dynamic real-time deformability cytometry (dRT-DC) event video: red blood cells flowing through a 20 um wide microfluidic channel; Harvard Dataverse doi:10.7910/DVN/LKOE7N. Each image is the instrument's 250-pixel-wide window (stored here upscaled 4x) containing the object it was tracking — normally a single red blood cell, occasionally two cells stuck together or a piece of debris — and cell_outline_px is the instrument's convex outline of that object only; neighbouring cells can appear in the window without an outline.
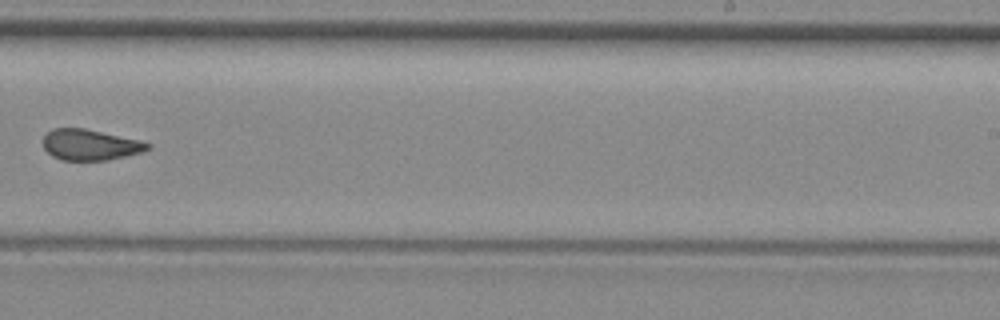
{"species": "common noctule bat (a hibernating species)", "species_latin": "Nyctalus noctula", "temperature_condition": "room temperature", "stored_images_in_passage": 9, "camera_frame_rate_fps": 3000, "um_per_image_px": 0.085, "animal": {"sex": "female", "body_mass_g": 29.2, "forearm_length_mm": 56.3}, "frame": {"image": 1, "passage_image": 9, "time_ms": 10.0, "image_size_px": [1000, 320], "cell_outline_px": [[152, 148], [140, 152], [108, 160], [60, 160], [52, 156], [44, 148], [44, 136], [52, 128], [84, 128], [140, 140], [152, 144]], "centroid_in_image_um": [7.67, 12.3], "position_along_channel_um": 281.3, "area_um2": 18.73}}